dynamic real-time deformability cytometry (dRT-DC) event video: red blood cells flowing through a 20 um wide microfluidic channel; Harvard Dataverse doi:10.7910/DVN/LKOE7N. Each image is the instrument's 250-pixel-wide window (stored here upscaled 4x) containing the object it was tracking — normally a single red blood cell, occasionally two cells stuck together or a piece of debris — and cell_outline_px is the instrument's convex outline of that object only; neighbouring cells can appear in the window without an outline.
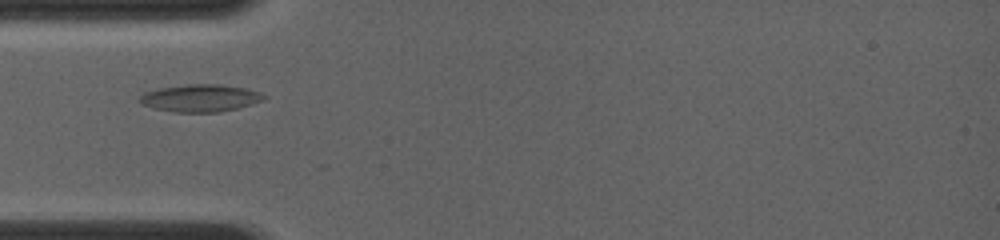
{"species": "common noctule bat (a hibernating species)", "species_latin": "Nyctalus noctula", "temperature_condition": "room temperature", "stored_images_in_passage": 31, "camera_frame_rate_fps": 4000, "um_per_image_px": 0.085, "animal": {"sex": "female", "body_mass_g": 19.0, "forearm_length_mm": 56.7}, "frame": {"image": 1, "passage_image": 8, "time_ms": 2.25, "image_size_px": [1000, 240], "cell_outline_px": [[268, 96], [264, 100], [252, 104], [220, 112], [176, 112], [152, 108], [140, 104], [136, 100], [144, 92], [156, 88], [188, 84], [220, 84], [244, 88], [260, 92]], "centroid_in_image_um": [16.98, 8.33], "position_along_channel_um": 68.0, "area_um2": 20.06}}
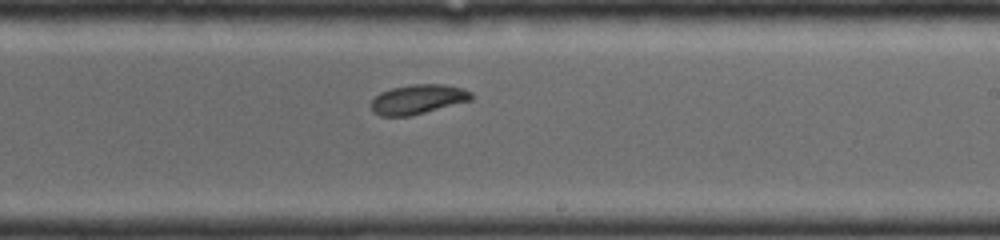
{"frame": {"image": 2, "passage_image": 21, "time_ms": 6.5, "image_size_px": [1000, 240], "cell_outline_px": [[472, 100], [408, 116], [380, 116], [372, 112], [368, 104], [380, 92], [392, 88], [412, 84], [444, 84], [464, 88], [472, 92]], "centroid_in_image_um": [35.49, 8.43], "position_along_channel_um": 253.5, "area_um2": 17.34}}
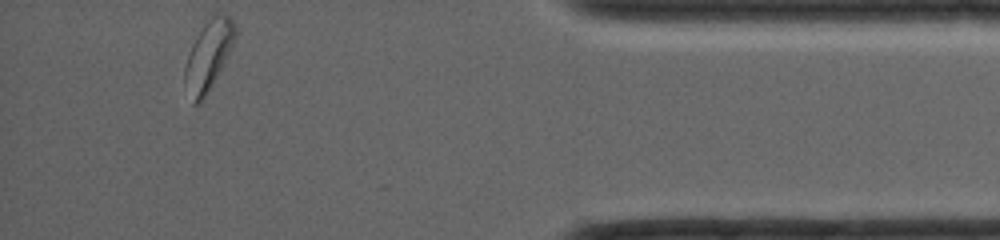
{"frame": {"image": 3, "passage_image": 31, "time_ms": 11.0, "image_size_px": [1000, 240], "cell_outline_px": [[236, 36], [224, 64], [204, 96], [196, 104], [192, 104], [184, 80], [184, 68], [192, 44], [196, 36], [204, 24], [216, 12], [232, 16], [236, 24]], "centroid_in_image_um": [17.74, 4.64], "position_along_channel_um": 417.5, "area_um2": 20.11}}